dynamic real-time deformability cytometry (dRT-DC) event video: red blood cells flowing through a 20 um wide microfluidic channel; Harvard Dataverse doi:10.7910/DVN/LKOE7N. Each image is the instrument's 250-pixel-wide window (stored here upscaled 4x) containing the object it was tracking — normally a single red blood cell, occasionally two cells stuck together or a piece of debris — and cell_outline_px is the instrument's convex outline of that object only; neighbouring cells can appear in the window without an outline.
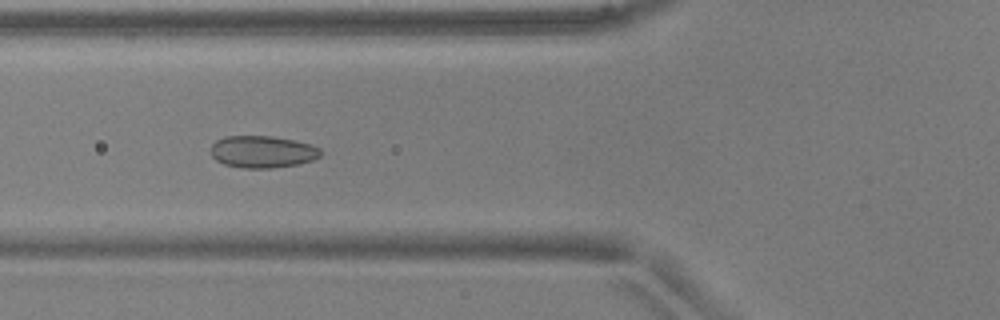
{"species": "common noctule bat (a hibernating species)", "species_latin": "Nyctalus noctula", "temperature_condition": "warm", "stored_images_in_passage": 49, "camera_frame_rate_fps": 3000, "um_per_image_px": 0.085, "animal": {"sex": "male", "body_mass_g": 17.9, "forearm_length_mm": 54.2}, "frame": {"image": 1, "passage_image": 16, "time_ms": 5.0, "image_size_px": [1000, 320], "cell_outline_px": [[320, 156], [312, 160], [300, 164], [272, 168], [240, 168], [224, 164], [216, 160], [212, 156], [212, 144], [216, 140], [224, 136], [272, 136], [292, 140], [308, 144], [320, 148]], "centroid_in_image_um": [22.29, 12.91], "position_along_channel_um": 103.5, "area_um2": 20.46}}
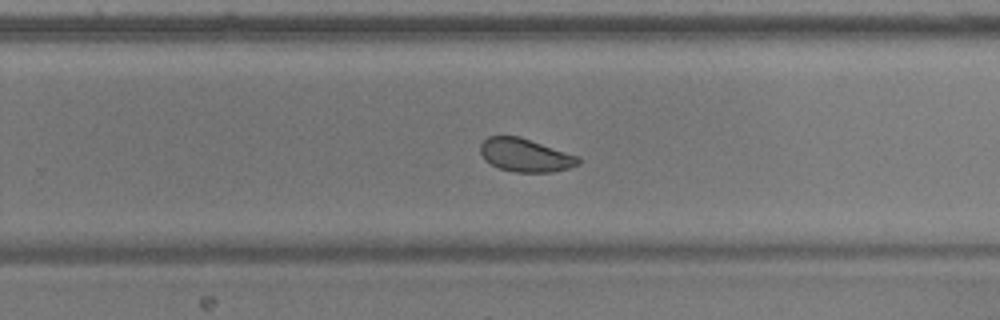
{"frame": {"image": 2, "passage_image": 30, "time_ms": 9.667, "image_size_px": [1000, 320], "cell_outline_px": [[580, 164], [568, 168], [552, 172], [512, 172], [500, 168], [484, 160], [480, 152], [480, 144], [488, 136], [520, 136], [580, 156]], "centroid_in_image_um": [44.66, 13.18], "position_along_channel_um": 285.1, "area_um2": 19.13}}
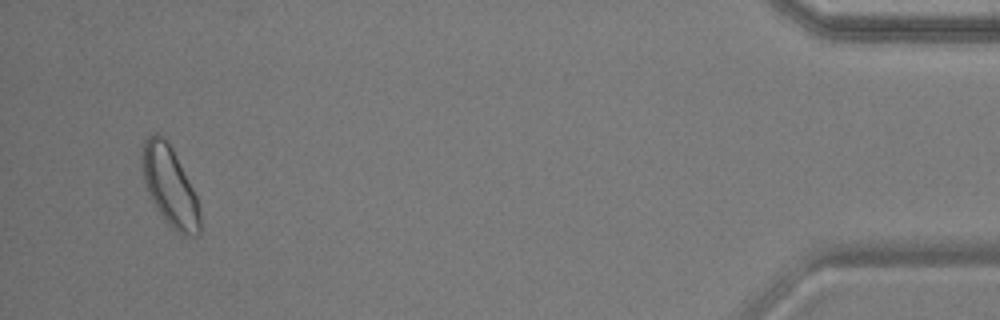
{"frame": {"image": 3, "passage_image": 46, "time_ms": 15.0, "image_size_px": [1000, 320], "cell_outline_px": [[200, 232], [196, 236], [184, 236], [172, 228], [168, 224], [156, 208], [148, 192], [144, 180], [140, 164], [144, 140], [148, 136], [156, 132], [164, 136], [168, 140], [196, 196], [200, 208]], "centroid_in_image_um": [14.42, 15.82], "position_along_channel_um": 420.8, "area_um2": 26.82}, "authors_computed_cell_mechanics": {"area_um2": 21.0392, "velocity_mm_per_s": 3.8869, "shape_relaxation_time_tau1_ms": 5.7972, "shape_relaxation_time_tau2_ms": 0.9463, "deformation_change_tau1": 0.0647, "deformation_change_tau2": 0.0551}}